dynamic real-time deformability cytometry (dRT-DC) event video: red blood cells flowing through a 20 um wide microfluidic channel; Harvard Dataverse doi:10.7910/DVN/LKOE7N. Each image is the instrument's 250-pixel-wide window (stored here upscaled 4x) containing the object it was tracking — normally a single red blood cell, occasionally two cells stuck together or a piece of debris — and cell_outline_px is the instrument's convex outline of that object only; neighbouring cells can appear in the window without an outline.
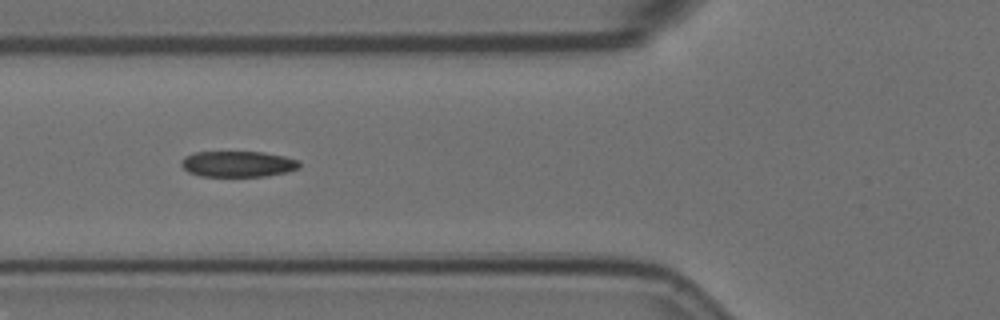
{"species": "Egyptian fruit bat (a non-hibernating species)", "species_latin": "Rousettus aegyptiacus", "temperature_condition": "room temperature", "stored_images_in_passage": 8, "camera_frame_rate_fps": 3000, "um_per_image_px": 0.085, "animal": {"sex": "female"}, "frame": {"image": 1, "passage_image": 7, "time_ms": 2.0, "image_size_px": [1000, 320], "cell_outline_px": [[300, 168], [288, 172], [264, 176], [200, 176], [188, 172], [180, 164], [180, 160], [184, 156], [196, 152], [264, 152], [284, 156], [300, 160]], "centroid_in_image_um": [20.23, 13.93], "position_along_channel_um": 105.6, "area_um2": 17.98}}
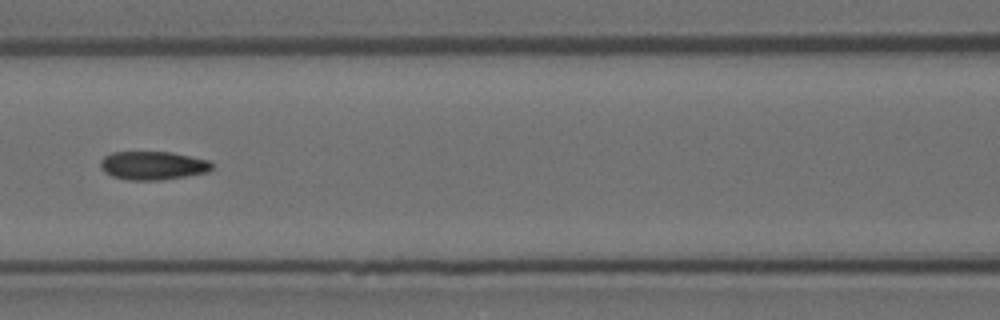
{"frame": {"image": 2, "passage_image": 8, "time_ms": 2.333, "image_size_px": [1000, 320], "cell_outline_px": [[212, 168], [208, 172], [160, 180], [128, 180], [112, 176], [104, 172], [100, 168], [100, 160], [104, 156], [112, 152], [172, 152], [208, 160], [212, 164]], "centroid_in_image_um": [12.96, 14.06], "position_along_channel_um": 153.6, "area_um2": 18.5}}